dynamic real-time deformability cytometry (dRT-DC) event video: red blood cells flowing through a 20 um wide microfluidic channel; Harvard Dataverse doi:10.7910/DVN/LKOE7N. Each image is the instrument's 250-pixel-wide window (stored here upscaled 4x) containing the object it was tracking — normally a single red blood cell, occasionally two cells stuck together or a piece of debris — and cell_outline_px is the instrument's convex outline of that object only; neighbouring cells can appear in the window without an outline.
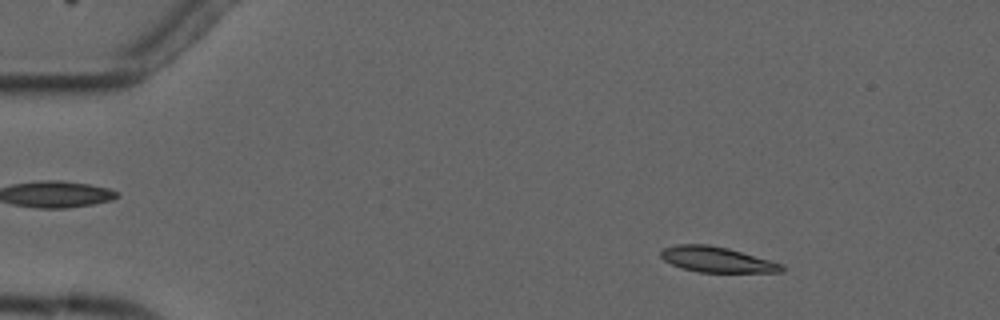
{"species": "common noctule bat (a hibernating species)", "species_latin": "Nyctalus noctula", "temperature_condition": "cold", "stored_images_in_passage": 5, "camera_frame_rate_fps": 3000, "um_per_image_px": 0.085, "animal": {"sex": "male", "forearm_length_mm": 52.5}, "frame": {"image": 1, "passage_image": 2, "time_ms": 1.333, "image_size_px": [1000, 320], "cell_outline_px": [[784, 272], [696, 272], [680, 268], [664, 260], [660, 256], [660, 252], [664, 248], [676, 244], [708, 244], [728, 248], [784, 264]], "centroid_in_image_um": [60.92, 22.06], "position_along_channel_um": 24.1, "area_um2": 18.03}}